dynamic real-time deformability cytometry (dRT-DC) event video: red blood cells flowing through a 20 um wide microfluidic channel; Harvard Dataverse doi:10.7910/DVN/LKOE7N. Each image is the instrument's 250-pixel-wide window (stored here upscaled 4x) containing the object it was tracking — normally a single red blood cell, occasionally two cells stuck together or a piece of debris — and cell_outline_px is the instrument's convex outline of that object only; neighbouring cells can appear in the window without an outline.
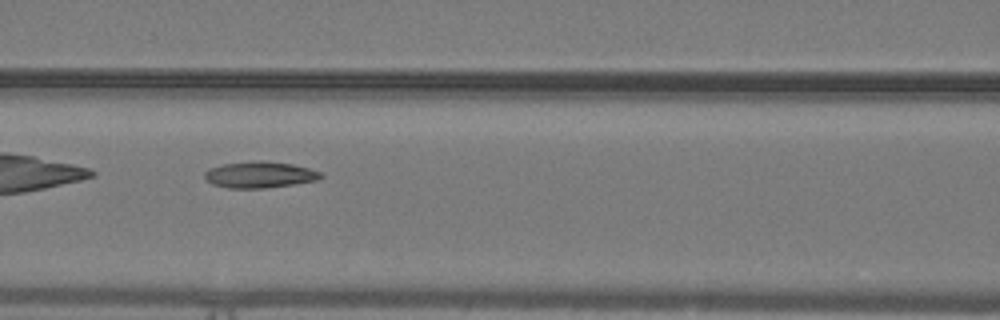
{"species": "common noctule bat (a hibernating species)", "species_latin": "Nyctalus noctula", "temperature_condition": "warm", "stored_images_in_passage": 34, "camera_frame_rate_fps": 3000, "um_per_image_px": 0.085, "animal": {"sex": "male", "body_mass_g": 19.2, "forearm_length_mm": 51.8}, "frame": {"image": 1, "passage_image": 6, "time_ms": 1.667, "image_size_px": [1000, 320], "cell_outline_px": [[324, 176], [316, 180], [292, 184], [264, 188], [228, 188], [212, 184], [204, 176], [204, 172], [208, 168], [224, 164], [260, 160], [292, 164], [308, 168], [320, 172]], "centroid_in_image_um": [22.05, 14.85], "position_along_channel_um": 144.6, "area_um2": 17.63}}
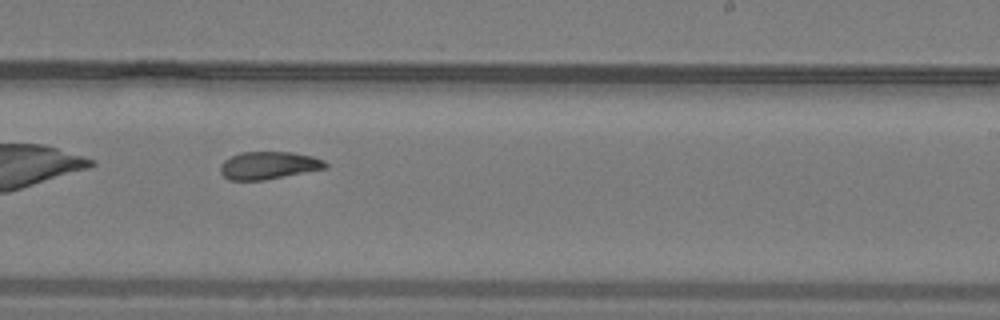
{"frame": {"image": 2, "passage_image": 15, "time_ms": 4.667, "image_size_px": [1000, 320], "cell_outline_px": [[328, 168], [264, 180], [228, 180], [220, 172], [220, 164], [224, 160], [240, 152], [292, 152], [312, 156], [324, 160], [328, 164]], "centroid_in_image_um": [22.84, 14.06], "position_along_channel_um": 266.2, "area_um2": 16.99}}
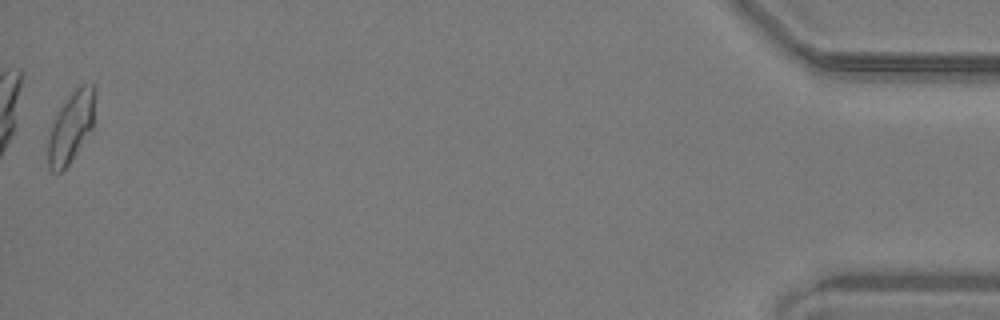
{"frame": {"image": 3, "passage_image": 34, "time_ms": 11.0, "image_size_px": [1000, 320], "cell_outline_px": [[96, 92], [92, 128], [68, 164], [60, 172], [52, 172], [48, 168], [48, 132], [60, 108], [68, 96], [80, 84], [92, 84], [96, 88]], "centroid_in_image_um": [6.03, 10.77], "position_along_channel_um": 429.2, "area_um2": 19.19}}